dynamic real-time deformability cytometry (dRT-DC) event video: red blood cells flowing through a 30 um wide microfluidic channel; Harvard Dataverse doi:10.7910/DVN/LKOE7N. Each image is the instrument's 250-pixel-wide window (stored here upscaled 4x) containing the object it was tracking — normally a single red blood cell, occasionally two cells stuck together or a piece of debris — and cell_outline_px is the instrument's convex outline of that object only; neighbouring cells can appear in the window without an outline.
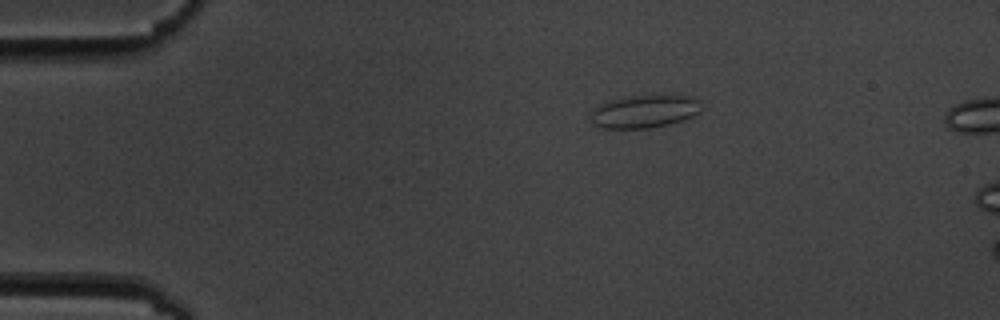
{"species": "common noctule bat (a hibernating species)", "species_latin": "Nyctalus noctula", "temperature_condition": "cold", "stored_images_in_passage": 5, "camera_frame_rate_fps": 3000, "um_per_image_px": 0.085, "animal": {"sex": "male", "body_mass_g": 19.5, "forearm_length_mm": 54.6}, "frame": {"image": 1, "passage_image": 1, "time_ms": 0.0, "image_size_px": [1000, 320], "cell_outline_px": [[700, 112], [684, 120], [668, 124], [648, 128], [604, 128], [592, 124], [588, 112], [592, 108], [608, 100], [628, 96], [660, 92], [676, 92], [692, 96], [700, 100]], "centroid_in_image_um": [54.8, 9.4], "position_along_channel_um": 30.2, "area_um2": 22.48}}
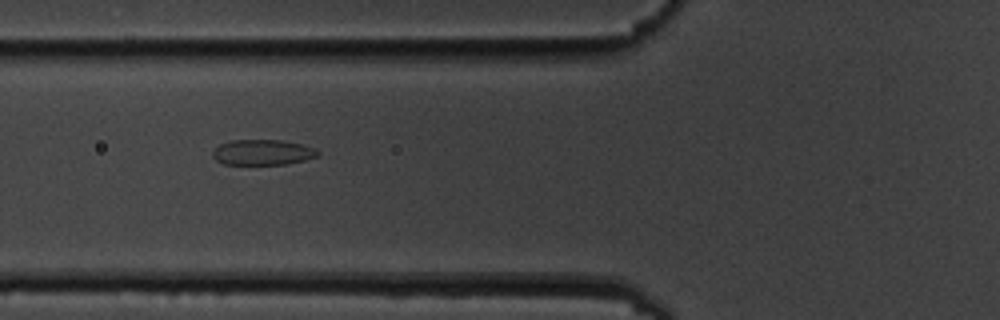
{"frame": {"image": 2, "passage_image": 4, "time_ms": 3.667, "image_size_px": [1000, 320], "cell_outline_px": [[320, 156], [304, 160], [284, 164], [224, 164], [216, 160], [212, 156], [212, 152], [220, 144], [228, 140], [280, 140], [300, 144], [316, 148], [320, 152]], "centroid_in_image_um": [22.33, 12.94], "position_along_channel_um": 103.5, "area_um2": 15.61}}
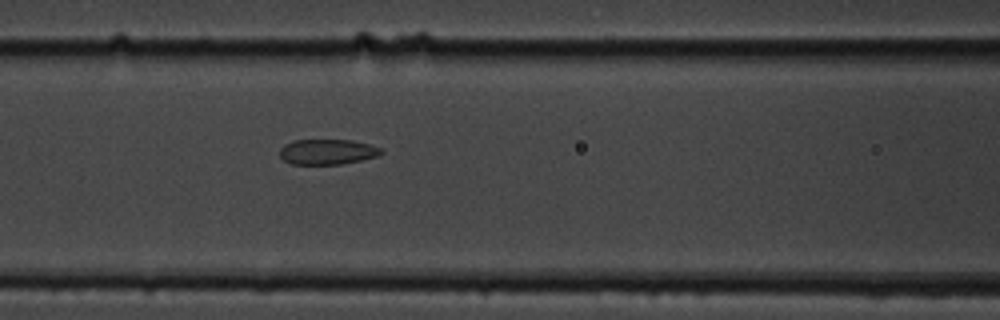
{"frame": {"image": 3, "passage_image": 5, "time_ms": 4.667, "image_size_px": [1000, 320], "cell_outline_px": [[384, 152], [376, 156], [360, 160], [340, 164], [292, 164], [284, 160], [280, 156], [280, 148], [284, 144], [292, 140], [352, 140], [368, 144], [380, 148]], "centroid_in_image_um": [27.79, 12.9], "position_along_channel_um": 138.8, "area_um2": 14.85}}